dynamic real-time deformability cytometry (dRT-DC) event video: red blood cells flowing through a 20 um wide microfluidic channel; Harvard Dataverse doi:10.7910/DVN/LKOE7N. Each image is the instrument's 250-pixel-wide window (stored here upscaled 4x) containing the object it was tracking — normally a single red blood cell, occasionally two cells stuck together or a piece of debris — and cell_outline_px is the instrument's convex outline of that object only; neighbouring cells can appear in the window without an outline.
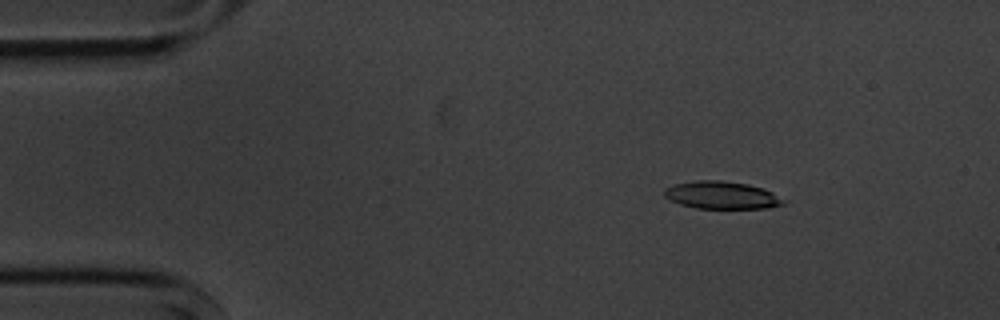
{"species": "common noctule bat (a hibernating species)", "species_latin": "Nyctalus noctula", "temperature_condition": "cold", "stored_images_in_passage": 4, "camera_frame_rate_fps": 3000, "um_per_image_px": 0.085, "animal": {"sex": "male", "body_mass_g": 20.1, "forearm_length_mm": 53.5}, "frame": {"image": 1, "passage_image": 2, "time_ms": 1.0, "image_size_px": [1000, 320], "cell_outline_px": [[788, 200], [784, 204], [768, 208], [696, 208], [680, 204], [664, 196], [664, 188], [676, 184], [696, 180], [720, 180], [748, 184], [764, 188]], "centroid_in_image_um": [61.39, 16.58], "position_along_channel_um": 23.6, "area_um2": 19.19}}